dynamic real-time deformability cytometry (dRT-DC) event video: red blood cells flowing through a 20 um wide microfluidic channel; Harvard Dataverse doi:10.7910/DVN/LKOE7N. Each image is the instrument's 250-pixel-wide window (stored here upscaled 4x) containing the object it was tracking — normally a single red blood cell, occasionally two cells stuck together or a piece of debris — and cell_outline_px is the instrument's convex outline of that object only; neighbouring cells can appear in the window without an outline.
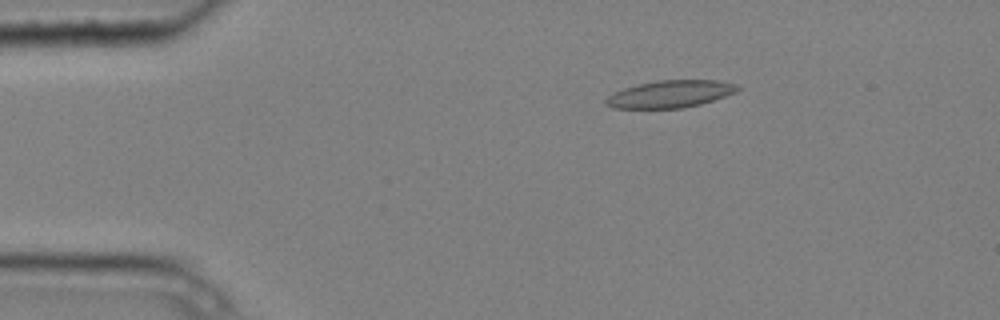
{"species": "common noctule bat (a hibernating species)", "species_latin": "Nyctalus noctula", "temperature_condition": "cold", "stored_images_in_passage": 10, "camera_frame_rate_fps": 3000, "um_per_image_px": 0.085, "animal": {"sex": "male", "body_mass_g": 20.4}, "frame": {"image": 1, "passage_image": 3, "time_ms": 0.667, "image_size_px": [1000, 320], "cell_outline_px": [[740, 88], [736, 92], [700, 104], [684, 108], [612, 108], [604, 104], [604, 100], [608, 96], [624, 88], [656, 80], [720, 80], [736, 84]], "centroid_in_image_um": [56.96, 7.99], "position_along_channel_um": 28.0, "area_um2": 20.81}}
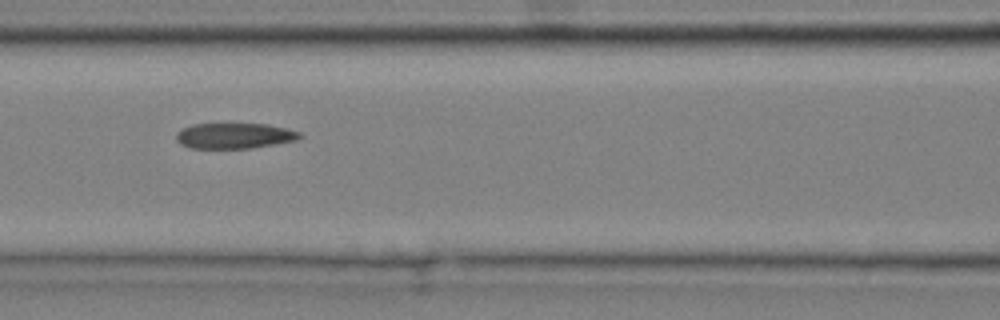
{"frame": {"image": 2, "passage_image": 7, "time_ms": 2.0, "image_size_px": [1000, 320], "cell_outline_px": [[304, 136], [296, 140], [252, 148], [188, 148], [180, 144], [176, 140], [176, 132], [192, 124], [268, 124], [300, 132]], "centroid_in_image_um": [19.91, 11.54], "position_along_channel_um": 146.7, "area_um2": 18.38}}
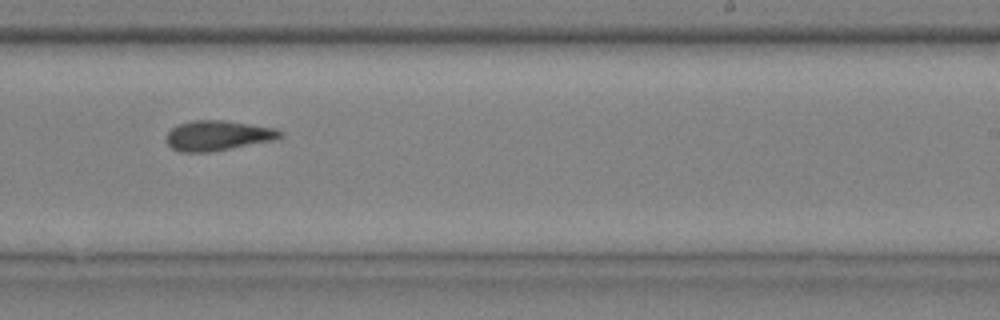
{"frame": {"image": 3, "passage_image": 10, "time_ms": 3.0, "image_size_px": [1000, 320], "cell_outline_px": [[284, 136], [272, 140], [208, 152], [180, 152], [172, 148], [164, 140], [168, 132], [172, 128], [180, 124], [192, 120], [220, 120], [276, 128], [284, 132]], "centroid_in_image_um": [18.49, 11.52], "position_along_channel_um": 270.5, "area_um2": 19.71}}